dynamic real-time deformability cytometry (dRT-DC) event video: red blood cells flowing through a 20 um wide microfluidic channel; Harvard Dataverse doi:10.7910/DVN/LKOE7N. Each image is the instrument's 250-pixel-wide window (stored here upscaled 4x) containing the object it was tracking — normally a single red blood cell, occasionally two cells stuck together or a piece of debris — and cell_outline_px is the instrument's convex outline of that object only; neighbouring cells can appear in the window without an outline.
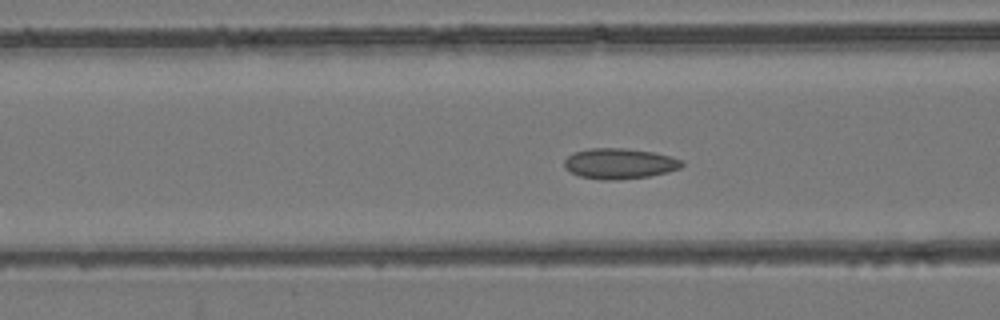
{"species": "common noctule bat (a hibernating species)", "species_latin": "Nyctalus noctula", "temperature_condition": "room temperature", "stored_images_in_passage": 48, "camera_frame_rate_fps": 3000, "um_per_image_px": 0.085, "animal": {"sex": "female", "body_mass_g": 24.6, "forearm_length_mm": 56.2}, "frame": {"image": 1, "passage_image": 21, "time_ms": 6.667, "image_size_px": [1000, 320], "cell_outline_px": [[684, 164], [680, 168], [668, 172], [648, 176], [616, 180], [604, 180], [580, 176], [564, 168], [564, 160], [572, 152], [588, 148], [624, 148], [652, 152], [684, 160]], "centroid_in_image_um": [52.64, 13.9], "position_along_channel_um": 114.0, "area_um2": 20.92}}
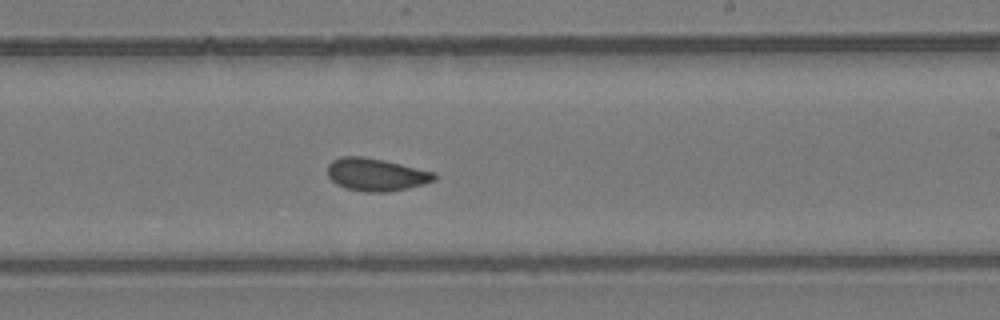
{"frame": {"image": 2, "passage_image": 32, "time_ms": 10.333, "image_size_px": [1000, 320], "cell_outline_px": [[436, 180], [424, 184], [408, 188], [384, 192], [368, 192], [348, 188], [336, 184], [328, 176], [328, 164], [332, 160], [340, 156], [364, 156], [384, 160], [436, 172]], "centroid_in_image_um": [31.98, 14.82], "position_along_channel_um": 257.0, "area_um2": 20.35}}
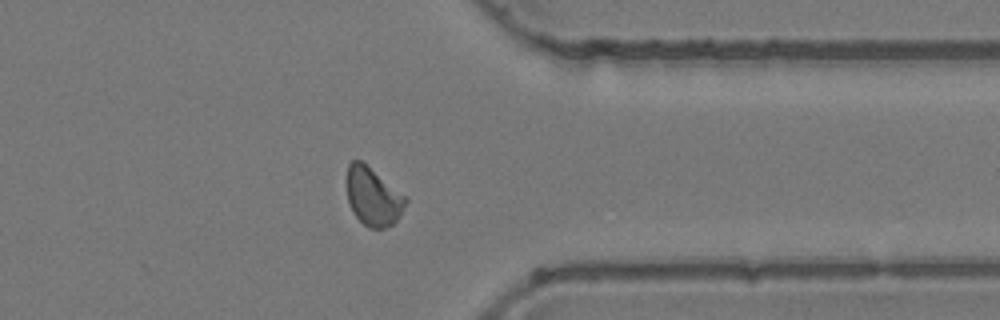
{"frame": {"image": 3, "passage_image": 42, "time_ms": 13.667, "image_size_px": [1000, 320], "cell_outline_px": [[408, 200], [400, 216], [392, 224], [384, 228], [368, 228], [352, 212], [348, 204], [348, 164], [352, 160], [360, 160], [408, 196]], "centroid_in_image_um": [31.74, 16.72], "position_along_channel_um": 379.7, "area_um2": 19.94}, "authors_computed_cell_mechanics": {"area_um2": 20.2878, "velocity_mm_per_s": 3.908, "shape_relaxation_time_tau1_ms": 9.087, "shape_relaxation_time_tau2_ms": 1.7826, "deformation_change_tau1": 0.1262, "deformation_change_tau2": 0.0774}}